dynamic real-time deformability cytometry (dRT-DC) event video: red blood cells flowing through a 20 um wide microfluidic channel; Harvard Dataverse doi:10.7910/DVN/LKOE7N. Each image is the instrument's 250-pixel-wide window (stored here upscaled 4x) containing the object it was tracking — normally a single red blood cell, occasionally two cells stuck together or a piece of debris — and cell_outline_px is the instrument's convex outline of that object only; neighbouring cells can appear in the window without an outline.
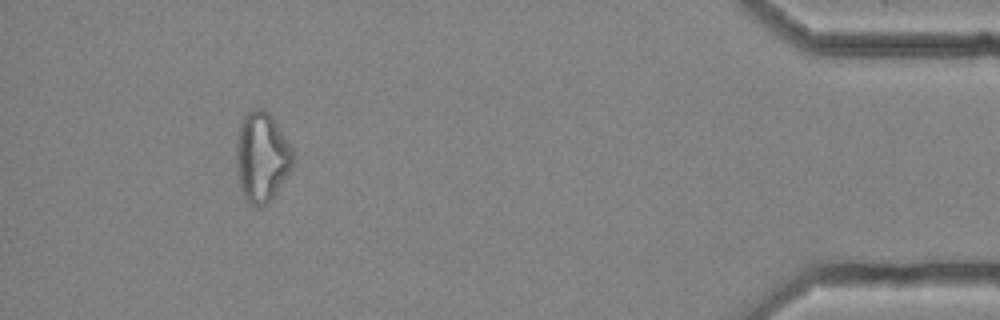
{"species": "common noctule bat (a hibernating species)", "species_latin": "Nyctalus noctula", "temperature_condition": "cold", "stored_images_in_passage": 10, "camera_frame_rate_fps": 3000, "um_per_image_px": 0.085, "animal": {"sex": "female", "body_mass_g": 25.1}, "frame": {"image": 1, "passage_image": 10, "time_ms": 3.0, "image_size_px": [1000, 320], "cell_outline_px": [[296, 160], [272, 196], [260, 208], [256, 208], [244, 200], [240, 192], [236, 172], [236, 144], [240, 124], [244, 116], [252, 108], [264, 108], [272, 116], [292, 148], [296, 156]], "centroid_in_image_um": [22.22, 13.34], "position_along_channel_um": 413.0, "area_um2": 29.88}}